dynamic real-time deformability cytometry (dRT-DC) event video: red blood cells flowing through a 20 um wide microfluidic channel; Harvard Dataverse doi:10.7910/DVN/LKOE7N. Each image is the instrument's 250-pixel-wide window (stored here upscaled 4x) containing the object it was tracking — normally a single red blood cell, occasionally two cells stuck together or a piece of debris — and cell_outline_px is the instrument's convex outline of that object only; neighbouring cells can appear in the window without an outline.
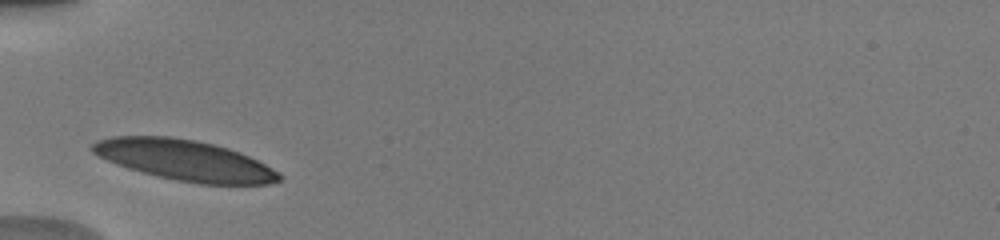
{"species": "human", "species_latin": "Homo sapiens", "temperature_condition": "warm", "stored_images_in_passage": 10, "camera_frame_rate_fps": 3000, "um_per_image_px": 0.085, "donor": {"sex": "male"}, "frame": {"image": 1, "passage_image": 1, "time_ms": 0.0, "image_size_px": [1000, 240], "cell_outline_px": [[284, 176], [280, 180], [268, 184], [200, 184], [176, 180], [128, 168], [116, 164], [92, 152], [88, 148], [96, 140], [112, 136], [172, 136], [196, 140], [228, 148], [240, 152], [280, 172]], "centroid_in_image_um": [15.7, 13.61], "position_along_channel_um": 69.3, "area_um2": 44.04}}
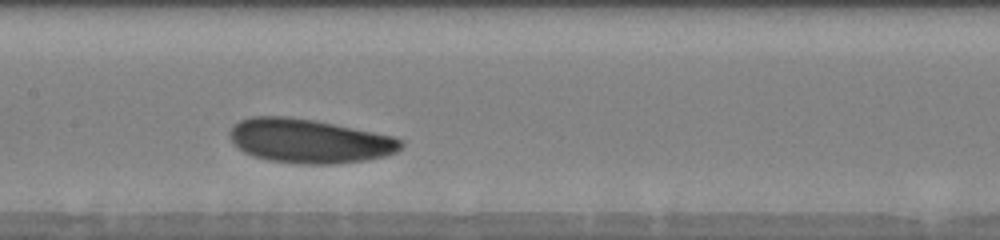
{"frame": {"image": 2, "passage_image": 5, "time_ms": 3.0, "image_size_px": [1000, 240], "cell_outline_px": [[404, 144], [396, 152], [384, 156], [368, 160], [336, 164], [300, 164], [268, 160], [252, 156], [244, 152], [232, 144], [228, 136], [228, 132], [232, 124], [240, 120], [252, 116], [288, 116], [316, 120], [392, 136], [404, 140]], "centroid_in_image_um": [26.23, 11.98], "position_along_channel_um": 181.2, "area_um2": 44.51}}
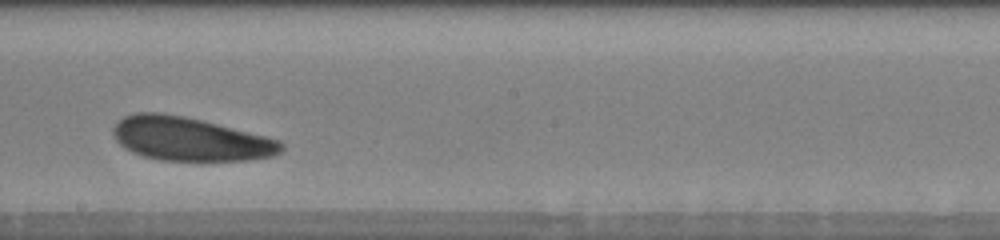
{"frame": {"image": 3, "passage_image": 8, "time_ms": 4.333, "image_size_px": [1000, 240], "cell_outline_px": [[284, 148], [276, 156], [248, 160], [160, 160], [144, 156], [132, 152], [124, 148], [116, 140], [112, 132], [112, 128], [124, 116], [136, 112], [160, 112], [184, 116], [280, 140], [284, 144]], "centroid_in_image_um": [16.14, 11.82], "position_along_channel_um": 232.1, "area_um2": 42.48}}